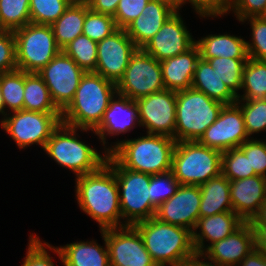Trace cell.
<instances>
[{"instance_id": "53", "label": "cell", "mask_w": 266, "mask_h": 266, "mask_svg": "<svg viewBox=\"0 0 266 266\" xmlns=\"http://www.w3.org/2000/svg\"><path fill=\"white\" fill-rule=\"evenodd\" d=\"M169 5L175 11H180L182 8V0H158Z\"/></svg>"}, {"instance_id": "30", "label": "cell", "mask_w": 266, "mask_h": 266, "mask_svg": "<svg viewBox=\"0 0 266 266\" xmlns=\"http://www.w3.org/2000/svg\"><path fill=\"white\" fill-rule=\"evenodd\" d=\"M23 110L61 113L53 103L47 85L37 73L25 72Z\"/></svg>"}, {"instance_id": "50", "label": "cell", "mask_w": 266, "mask_h": 266, "mask_svg": "<svg viewBox=\"0 0 266 266\" xmlns=\"http://www.w3.org/2000/svg\"><path fill=\"white\" fill-rule=\"evenodd\" d=\"M237 266H266V257L254 249Z\"/></svg>"}, {"instance_id": "13", "label": "cell", "mask_w": 266, "mask_h": 266, "mask_svg": "<svg viewBox=\"0 0 266 266\" xmlns=\"http://www.w3.org/2000/svg\"><path fill=\"white\" fill-rule=\"evenodd\" d=\"M139 122L147 134L164 135L175 139L176 92L161 90L136 100Z\"/></svg>"}, {"instance_id": "43", "label": "cell", "mask_w": 266, "mask_h": 266, "mask_svg": "<svg viewBox=\"0 0 266 266\" xmlns=\"http://www.w3.org/2000/svg\"><path fill=\"white\" fill-rule=\"evenodd\" d=\"M28 242L22 266H55L53 257L47 252L48 242H42L36 234H30Z\"/></svg>"}, {"instance_id": "28", "label": "cell", "mask_w": 266, "mask_h": 266, "mask_svg": "<svg viewBox=\"0 0 266 266\" xmlns=\"http://www.w3.org/2000/svg\"><path fill=\"white\" fill-rule=\"evenodd\" d=\"M200 217L233 211L230 196V181L221 173L200 186Z\"/></svg>"}, {"instance_id": "37", "label": "cell", "mask_w": 266, "mask_h": 266, "mask_svg": "<svg viewBox=\"0 0 266 266\" xmlns=\"http://www.w3.org/2000/svg\"><path fill=\"white\" fill-rule=\"evenodd\" d=\"M236 104L241 108L245 130L249 138L262 131L266 132V99L237 100Z\"/></svg>"}, {"instance_id": "55", "label": "cell", "mask_w": 266, "mask_h": 266, "mask_svg": "<svg viewBox=\"0 0 266 266\" xmlns=\"http://www.w3.org/2000/svg\"><path fill=\"white\" fill-rule=\"evenodd\" d=\"M8 30L6 29V27L2 24L1 18H0V35H2L3 33H6Z\"/></svg>"}, {"instance_id": "34", "label": "cell", "mask_w": 266, "mask_h": 266, "mask_svg": "<svg viewBox=\"0 0 266 266\" xmlns=\"http://www.w3.org/2000/svg\"><path fill=\"white\" fill-rule=\"evenodd\" d=\"M249 58H223L217 57L208 59L220 79L229 87V89L238 96L241 90L243 69Z\"/></svg>"}, {"instance_id": "22", "label": "cell", "mask_w": 266, "mask_h": 266, "mask_svg": "<svg viewBox=\"0 0 266 266\" xmlns=\"http://www.w3.org/2000/svg\"><path fill=\"white\" fill-rule=\"evenodd\" d=\"M243 223L244 221L234 211L199 217L192 231L195 252L203 253L214 242L231 235ZM205 240L210 242L206 246L204 245Z\"/></svg>"}, {"instance_id": "17", "label": "cell", "mask_w": 266, "mask_h": 266, "mask_svg": "<svg viewBox=\"0 0 266 266\" xmlns=\"http://www.w3.org/2000/svg\"><path fill=\"white\" fill-rule=\"evenodd\" d=\"M187 29L180 12L176 11L141 49L159 62L185 53L196 44Z\"/></svg>"}, {"instance_id": "27", "label": "cell", "mask_w": 266, "mask_h": 266, "mask_svg": "<svg viewBox=\"0 0 266 266\" xmlns=\"http://www.w3.org/2000/svg\"><path fill=\"white\" fill-rule=\"evenodd\" d=\"M200 58H249L246 40L230 34H209L196 40Z\"/></svg>"}, {"instance_id": "45", "label": "cell", "mask_w": 266, "mask_h": 266, "mask_svg": "<svg viewBox=\"0 0 266 266\" xmlns=\"http://www.w3.org/2000/svg\"><path fill=\"white\" fill-rule=\"evenodd\" d=\"M150 0H120L114 20L118 28L125 29L143 11Z\"/></svg>"}, {"instance_id": "39", "label": "cell", "mask_w": 266, "mask_h": 266, "mask_svg": "<svg viewBox=\"0 0 266 266\" xmlns=\"http://www.w3.org/2000/svg\"><path fill=\"white\" fill-rule=\"evenodd\" d=\"M222 174L229 180H239L255 176L250 171L249 155H245L239 148L222 152Z\"/></svg>"}, {"instance_id": "1", "label": "cell", "mask_w": 266, "mask_h": 266, "mask_svg": "<svg viewBox=\"0 0 266 266\" xmlns=\"http://www.w3.org/2000/svg\"><path fill=\"white\" fill-rule=\"evenodd\" d=\"M79 208L99 225V230L122 227L119 188L114 171L105 163L96 172L75 177Z\"/></svg>"}, {"instance_id": "18", "label": "cell", "mask_w": 266, "mask_h": 266, "mask_svg": "<svg viewBox=\"0 0 266 266\" xmlns=\"http://www.w3.org/2000/svg\"><path fill=\"white\" fill-rule=\"evenodd\" d=\"M201 191L197 185H180L176 193L160 204L155 213L158 220L193 231L200 217Z\"/></svg>"}, {"instance_id": "46", "label": "cell", "mask_w": 266, "mask_h": 266, "mask_svg": "<svg viewBox=\"0 0 266 266\" xmlns=\"http://www.w3.org/2000/svg\"><path fill=\"white\" fill-rule=\"evenodd\" d=\"M17 70L16 40L14 32L8 30L0 35V74Z\"/></svg>"}, {"instance_id": "29", "label": "cell", "mask_w": 266, "mask_h": 266, "mask_svg": "<svg viewBox=\"0 0 266 266\" xmlns=\"http://www.w3.org/2000/svg\"><path fill=\"white\" fill-rule=\"evenodd\" d=\"M86 14V1L74 0L65 12L51 25L55 41L62 50L82 35Z\"/></svg>"}, {"instance_id": "49", "label": "cell", "mask_w": 266, "mask_h": 266, "mask_svg": "<svg viewBox=\"0 0 266 266\" xmlns=\"http://www.w3.org/2000/svg\"><path fill=\"white\" fill-rule=\"evenodd\" d=\"M254 234L255 250L261 252L266 257V227L251 226Z\"/></svg>"}, {"instance_id": "31", "label": "cell", "mask_w": 266, "mask_h": 266, "mask_svg": "<svg viewBox=\"0 0 266 266\" xmlns=\"http://www.w3.org/2000/svg\"><path fill=\"white\" fill-rule=\"evenodd\" d=\"M241 91L244 94H239L238 100L266 99V60L249 58L246 61Z\"/></svg>"}, {"instance_id": "4", "label": "cell", "mask_w": 266, "mask_h": 266, "mask_svg": "<svg viewBox=\"0 0 266 266\" xmlns=\"http://www.w3.org/2000/svg\"><path fill=\"white\" fill-rule=\"evenodd\" d=\"M157 266H183L196 252L192 232L155 217L133 225Z\"/></svg>"}, {"instance_id": "21", "label": "cell", "mask_w": 266, "mask_h": 266, "mask_svg": "<svg viewBox=\"0 0 266 266\" xmlns=\"http://www.w3.org/2000/svg\"><path fill=\"white\" fill-rule=\"evenodd\" d=\"M230 196L233 211L249 222L266 201V178L253 177L230 181Z\"/></svg>"}, {"instance_id": "9", "label": "cell", "mask_w": 266, "mask_h": 266, "mask_svg": "<svg viewBox=\"0 0 266 266\" xmlns=\"http://www.w3.org/2000/svg\"><path fill=\"white\" fill-rule=\"evenodd\" d=\"M13 32L18 70L37 73L61 51L51 25L29 23Z\"/></svg>"}, {"instance_id": "44", "label": "cell", "mask_w": 266, "mask_h": 266, "mask_svg": "<svg viewBox=\"0 0 266 266\" xmlns=\"http://www.w3.org/2000/svg\"><path fill=\"white\" fill-rule=\"evenodd\" d=\"M231 11L239 22L250 17L264 16L266 0H232L227 6L225 15Z\"/></svg>"}, {"instance_id": "40", "label": "cell", "mask_w": 266, "mask_h": 266, "mask_svg": "<svg viewBox=\"0 0 266 266\" xmlns=\"http://www.w3.org/2000/svg\"><path fill=\"white\" fill-rule=\"evenodd\" d=\"M250 22L251 41H246L248 57L255 60H266V18L250 17L240 22Z\"/></svg>"}, {"instance_id": "48", "label": "cell", "mask_w": 266, "mask_h": 266, "mask_svg": "<svg viewBox=\"0 0 266 266\" xmlns=\"http://www.w3.org/2000/svg\"><path fill=\"white\" fill-rule=\"evenodd\" d=\"M89 8L98 13L114 17L120 0H85Z\"/></svg>"}, {"instance_id": "32", "label": "cell", "mask_w": 266, "mask_h": 266, "mask_svg": "<svg viewBox=\"0 0 266 266\" xmlns=\"http://www.w3.org/2000/svg\"><path fill=\"white\" fill-rule=\"evenodd\" d=\"M24 81L25 71L17 69L12 72L0 74V89L4 99L5 115L8 112L23 110Z\"/></svg>"}, {"instance_id": "12", "label": "cell", "mask_w": 266, "mask_h": 266, "mask_svg": "<svg viewBox=\"0 0 266 266\" xmlns=\"http://www.w3.org/2000/svg\"><path fill=\"white\" fill-rule=\"evenodd\" d=\"M37 74L47 85L53 103L62 112L73 100L85 71L61 50Z\"/></svg>"}, {"instance_id": "2", "label": "cell", "mask_w": 266, "mask_h": 266, "mask_svg": "<svg viewBox=\"0 0 266 266\" xmlns=\"http://www.w3.org/2000/svg\"><path fill=\"white\" fill-rule=\"evenodd\" d=\"M175 145L171 137L146 133L137 139L114 142L107 153L124 168L156 175L171 171Z\"/></svg>"}, {"instance_id": "11", "label": "cell", "mask_w": 266, "mask_h": 266, "mask_svg": "<svg viewBox=\"0 0 266 266\" xmlns=\"http://www.w3.org/2000/svg\"><path fill=\"white\" fill-rule=\"evenodd\" d=\"M116 88L118 94L132 100L164 90L160 62L142 49H137Z\"/></svg>"}, {"instance_id": "6", "label": "cell", "mask_w": 266, "mask_h": 266, "mask_svg": "<svg viewBox=\"0 0 266 266\" xmlns=\"http://www.w3.org/2000/svg\"><path fill=\"white\" fill-rule=\"evenodd\" d=\"M106 164L114 171L118 184L122 227L154 217L157 207L149 197L151 174L124 168L110 154Z\"/></svg>"}, {"instance_id": "41", "label": "cell", "mask_w": 266, "mask_h": 266, "mask_svg": "<svg viewBox=\"0 0 266 266\" xmlns=\"http://www.w3.org/2000/svg\"><path fill=\"white\" fill-rule=\"evenodd\" d=\"M179 186L180 183L175 179L171 171L164 174L151 175L149 184L151 202L158 207L171 198Z\"/></svg>"}, {"instance_id": "38", "label": "cell", "mask_w": 266, "mask_h": 266, "mask_svg": "<svg viewBox=\"0 0 266 266\" xmlns=\"http://www.w3.org/2000/svg\"><path fill=\"white\" fill-rule=\"evenodd\" d=\"M118 29L112 16L92 11L86 2L83 35L100 42Z\"/></svg>"}, {"instance_id": "20", "label": "cell", "mask_w": 266, "mask_h": 266, "mask_svg": "<svg viewBox=\"0 0 266 266\" xmlns=\"http://www.w3.org/2000/svg\"><path fill=\"white\" fill-rule=\"evenodd\" d=\"M254 249L251 225L244 222L231 235L211 244L202 254L223 266H237Z\"/></svg>"}, {"instance_id": "51", "label": "cell", "mask_w": 266, "mask_h": 266, "mask_svg": "<svg viewBox=\"0 0 266 266\" xmlns=\"http://www.w3.org/2000/svg\"><path fill=\"white\" fill-rule=\"evenodd\" d=\"M183 266H223V265H221V264H219L217 262L209 260L202 253H195L193 256H191L186 261V263Z\"/></svg>"}, {"instance_id": "56", "label": "cell", "mask_w": 266, "mask_h": 266, "mask_svg": "<svg viewBox=\"0 0 266 266\" xmlns=\"http://www.w3.org/2000/svg\"><path fill=\"white\" fill-rule=\"evenodd\" d=\"M220 1L227 7L232 0H220Z\"/></svg>"}, {"instance_id": "14", "label": "cell", "mask_w": 266, "mask_h": 266, "mask_svg": "<svg viewBox=\"0 0 266 266\" xmlns=\"http://www.w3.org/2000/svg\"><path fill=\"white\" fill-rule=\"evenodd\" d=\"M105 240L111 266H157L134 226L105 229Z\"/></svg>"}, {"instance_id": "16", "label": "cell", "mask_w": 266, "mask_h": 266, "mask_svg": "<svg viewBox=\"0 0 266 266\" xmlns=\"http://www.w3.org/2000/svg\"><path fill=\"white\" fill-rule=\"evenodd\" d=\"M125 29L118 28L97 43V66L95 73L117 84L126 70L131 56L137 51Z\"/></svg>"}, {"instance_id": "52", "label": "cell", "mask_w": 266, "mask_h": 266, "mask_svg": "<svg viewBox=\"0 0 266 266\" xmlns=\"http://www.w3.org/2000/svg\"><path fill=\"white\" fill-rule=\"evenodd\" d=\"M251 226L266 227V201L260 206L257 214L249 221Z\"/></svg>"}, {"instance_id": "25", "label": "cell", "mask_w": 266, "mask_h": 266, "mask_svg": "<svg viewBox=\"0 0 266 266\" xmlns=\"http://www.w3.org/2000/svg\"><path fill=\"white\" fill-rule=\"evenodd\" d=\"M199 58L200 51L195 44L185 53L160 61L165 89L177 92L190 88Z\"/></svg>"}, {"instance_id": "54", "label": "cell", "mask_w": 266, "mask_h": 266, "mask_svg": "<svg viewBox=\"0 0 266 266\" xmlns=\"http://www.w3.org/2000/svg\"><path fill=\"white\" fill-rule=\"evenodd\" d=\"M0 115H2L1 117L3 118L5 116V105H4V99L2 96L1 89H0Z\"/></svg>"}, {"instance_id": "5", "label": "cell", "mask_w": 266, "mask_h": 266, "mask_svg": "<svg viewBox=\"0 0 266 266\" xmlns=\"http://www.w3.org/2000/svg\"><path fill=\"white\" fill-rule=\"evenodd\" d=\"M89 129L72 127L61 122L45 144L44 152L58 165L69 169L75 176L90 174L99 170L108 157L106 151L98 153L96 148L78 139V131Z\"/></svg>"}, {"instance_id": "23", "label": "cell", "mask_w": 266, "mask_h": 266, "mask_svg": "<svg viewBox=\"0 0 266 266\" xmlns=\"http://www.w3.org/2000/svg\"><path fill=\"white\" fill-rule=\"evenodd\" d=\"M104 247L95 240L77 241L63 246H52L48 249L56 253L64 266H111L105 230L100 231Z\"/></svg>"}, {"instance_id": "47", "label": "cell", "mask_w": 266, "mask_h": 266, "mask_svg": "<svg viewBox=\"0 0 266 266\" xmlns=\"http://www.w3.org/2000/svg\"><path fill=\"white\" fill-rule=\"evenodd\" d=\"M190 3L195 13L200 17H222L225 15L227 7L220 0H182V7Z\"/></svg>"}, {"instance_id": "7", "label": "cell", "mask_w": 266, "mask_h": 266, "mask_svg": "<svg viewBox=\"0 0 266 266\" xmlns=\"http://www.w3.org/2000/svg\"><path fill=\"white\" fill-rule=\"evenodd\" d=\"M223 106L192 87L177 91L175 141H198Z\"/></svg>"}, {"instance_id": "26", "label": "cell", "mask_w": 266, "mask_h": 266, "mask_svg": "<svg viewBox=\"0 0 266 266\" xmlns=\"http://www.w3.org/2000/svg\"><path fill=\"white\" fill-rule=\"evenodd\" d=\"M191 87L224 105L235 104L238 100L237 96L220 79L216 68H213L208 60L202 58H199L196 63Z\"/></svg>"}, {"instance_id": "42", "label": "cell", "mask_w": 266, "mask_h": 266, "mask_svg": "<svg viewBox=\"0 0 266 266\" xmlns=\"http://www.w3.org/2000/svg\"><path fill=\"white\" fill-rule=\"evenodd\" d=\"M239 149L249 155L250 171L266 178V142L257 137L250 138Z\"/></svg>"}, {"instance_id": "10", "label": "cell", "mask_w": 266, "mask_h": 266, "mask_svg": "<svg viewBox=\"0 0 266 266\" xmlns=\"http://www.w3.org/2000/svg\"><path fill=\"white\" fill-rule=\"evenodd\" d=\"M61 122V113L19 110L6 114L1 119L0 126L19 149H26L35 144L44 149Z\"/></svg>"}, {"instance_id": "35", "label": "cell", "mask_w": 266, "mask_h": 266, "mask_svg": "<svg viewBox=\"0 0 266 266\" xmlns=\"http://www.w3.org/2000/svg\"><path fill=\"white\" fill-rule=\"evenodd\" d=\"M30 0H0V18L7 30L15 31L31 23Z\"/></svg>"}, {"instance_id": "8", "label": "cell", "mask_w": 266, "mask_h": 266, "mask_svg": "<svg viewBox=\"0 0 266 266\" xmlns=\"http://www.w3.org/2000/svg\"><path fill=\"white\" fill-rule=\"evenodd\" d=\"M222 152L198 141L176 142L171 172L180 185H197L222 173Z\"/></svg>"}, {"instance_id": "33", "label": "cell", "mask_w": 266, "mask_h": 266, "mask_svg": "<svg viewBox=\"0 0 266 266\" xmlns=\"http://www.w3.org/2000/svg\"><path fill=\"white\" fill-rule=\"evenodd\" d=\"M62 51L71 57L85 72H95L97 66V42L86 35H79Z\"/></svg>"}, {"instance_id": "24", "label": "cell", "mask_w": 266, "mask_h": 266, "mask_svg": "<svg viewBox=\"0 0 266 266\" xmlns=\"http://www.w3.org/2000/svg\"><path fill=\"white\" fill-rule=\"evenodd\" d=\"M175 12L163 2L150 0L141 14L125 28V31L136 47L141 49Z\"/></svg>"}, {"instance_id": "19", "label": "cell", "mask_w": 266, "mask_h": 266, "mask_svg": "<svg viewBox=\"0 0 266 266\" xmlns=\"http://www.w3.org/2000/svg\"><path fill=\"white\" fill-rule=\"evenodd\" d=\"M137 126L140 127L136 100L116 93L110 100L100 124L91 133H95L94 135L100 139V143L102 142L104 151L107 152V136L124 135L133 131V128L135 129Z\"/></svg>"}, {"instance_id": "15", "label": "cell", "mask_w": 266, "mask_h": 266, "mask_svg": "<svg viewBox=\"0 0 266 266\" xmlns=\"http://www.w3.org/2000/svg\"><path fill=\"white\" fill-rule=\"evenodd\" d=\"M249 139L242 110L235 103L223 106L217 120L206 129L198 142L223 152L239 148Z\"/></svg>"}, {"instance_id": "3", "label": "cell", "mask_w": 266, "mask_h": 266, "mask_svg": "<svg viewBox=\"0 0 266 266\" xmlns=\"http://www.w3.org/2000/svg\"><path fill=\"white\" fill-rule=\"evenodd\" d=\"M116 93L115 83L98 73L85 72L73 100L61 112L62 123L93 131Z\"/></svg>"}, {"instance_id": "36", "label": "cell", "mask_w": 266, "mask_h": 266, "mask_svg": "<svg viewBox=\"0 0 266 266\" xmlns=\"http://www.w3.org/2000/svg\"><path fill=\"white\" fill-rule=\"evenodd\" d=\"M74 0H30L31 23L52 25Z\"/></svg>"}]
</instances>
